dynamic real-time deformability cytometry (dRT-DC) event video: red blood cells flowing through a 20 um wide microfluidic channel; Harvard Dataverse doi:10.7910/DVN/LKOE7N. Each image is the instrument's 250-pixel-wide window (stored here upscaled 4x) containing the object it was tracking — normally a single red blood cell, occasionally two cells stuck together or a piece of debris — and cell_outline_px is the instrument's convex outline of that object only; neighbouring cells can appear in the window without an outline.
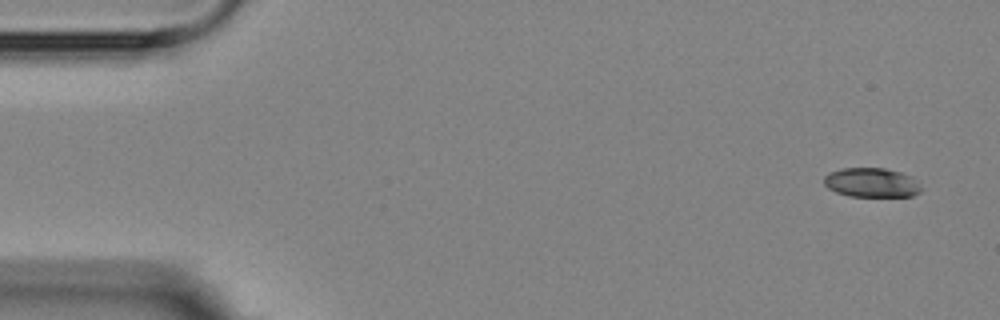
{"species": "Egyptian fruit bat (a non-hibernating species)", "species_latin": "Rousettus aegyptiacus", "temperature_condition": "room temperature", "stored_images_in_passage": 6, "camera_frame_rate_fps": 3000, "um_per_image_px": 0.085, "animal": {"sex": "female"}, "frame": {"image": 1, "passage_image": 1, "time_ms": 0.0, "image_size_px": [1000, 320], "cell_outline_px": [[924, 188], [920, 192], [912, 196], [848, 196], [836, 192], [828, 188], [824, 184], [824, 176], [840, 168], [884, 168], [900, 172], [908, 176]], "centroid_in_image_um": [74.07, 15.53], "position_along_channel_um": 10.9, "area_um2": 16.47}}
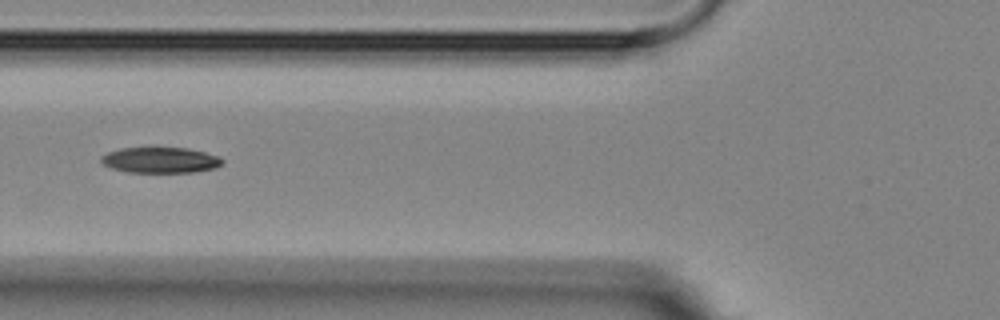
{"frame": {"image": 2, "passage_image": 6, "time_ms": 6.0, "image_size_px": [1000, 320], "cell_outline_px": [[224, 164], [216, 168], [192, 172], [128, 172], [112, 168], [104, 164], [100, 160], [100, 156], [108, 152], [120, 148], [188, 148], [204, 152], [216, 156], [224, 160]], "centroid_in_image_um": [13.64, 13.61], "position_along_channel_um": 112.2, "area_um2": 18.09}}